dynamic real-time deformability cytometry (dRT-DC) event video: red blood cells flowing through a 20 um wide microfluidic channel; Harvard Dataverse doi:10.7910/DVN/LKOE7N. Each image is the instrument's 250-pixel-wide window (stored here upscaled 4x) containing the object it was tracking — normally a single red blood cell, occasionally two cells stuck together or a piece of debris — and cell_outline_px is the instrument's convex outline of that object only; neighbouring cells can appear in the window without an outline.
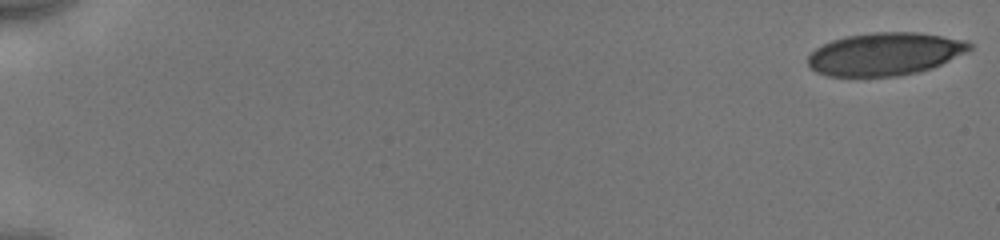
{"species": "human", "species_latin": "Homo sapiens", "temperature_condition": "cold", "stored_images_in_passage": 53, "camera_frame_rate_fps": 3000, "um_per_image_px": 0.085, "donor": {"sex": "male"}, "frame": {"image": 1, "passage_image": 1, "time_ms": 0.0, "image_size_px": [1000, 240], "cell_outline_px": [[972, 48], [968, 52], [932, 68], [916, 72], [896, 76], [828, 76], [816, 72], [808, 64], [808, 56], [816, 48], [832, 40], [844, 36], [872, 32], [920, 32], [968, 40], [972, 44]], "centroid_in_image_um": [75.26, 4.57], "position_along_channel_um": 9.7, "area_um2": 40.46}}
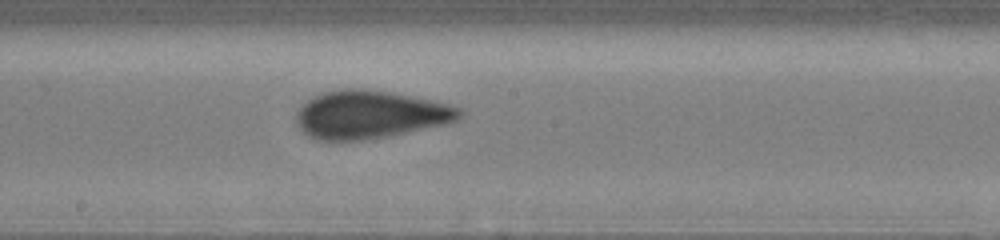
{"frame": {"image": 2, "passage_image": 31, "time_ms": 10.0, "image_size_px": [1000, 240], "cell_outline_px": [[464, 116], [448, 124], [388, 136], [364, 140], [316, 140], [308, 136], [296, 124], [296, 112], [312, 96], [324, 92], [348, 88], [364, 88], [388, 92], [448, 104], [460, 108], [464, 112]], "centroid_in_image_um": [31.45, 9.75], "position_along_channel_um": 216.8, "area_um2": 45.55}}
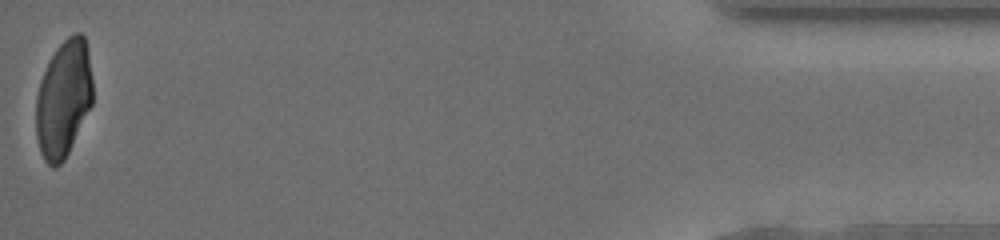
{"frame": {"image": 3, "passage_image": 53, "time_ms": 17.333, "image_size_px": [1000, 240], "cell_outline_px": [[92, 104], [64, 160], [56, 168], [52, 168], [44, 160], [40, 152], [36, 136], [36, 96], [40, 80], [56, 48], [68, 36], [76, 32], [80, 32], [84, 36], [88, 52], [92, 80]], "centroid_in_image_um": [5.39, 8.41], "position_along_channel_um": 429.8, "area_um2": 38.55}, "authors_computed_cell_mechanics": {"area_um2": 43.1188, "velocity_mm_per_s": 3.9577, "shape_relaxation_time_tau1_ms": 7.144, "shape_relaxation_time_tau2_ms": 0.7747, "deformation_change_tau1": 0.1838, "deformation_change_tau2": 0.0798}}